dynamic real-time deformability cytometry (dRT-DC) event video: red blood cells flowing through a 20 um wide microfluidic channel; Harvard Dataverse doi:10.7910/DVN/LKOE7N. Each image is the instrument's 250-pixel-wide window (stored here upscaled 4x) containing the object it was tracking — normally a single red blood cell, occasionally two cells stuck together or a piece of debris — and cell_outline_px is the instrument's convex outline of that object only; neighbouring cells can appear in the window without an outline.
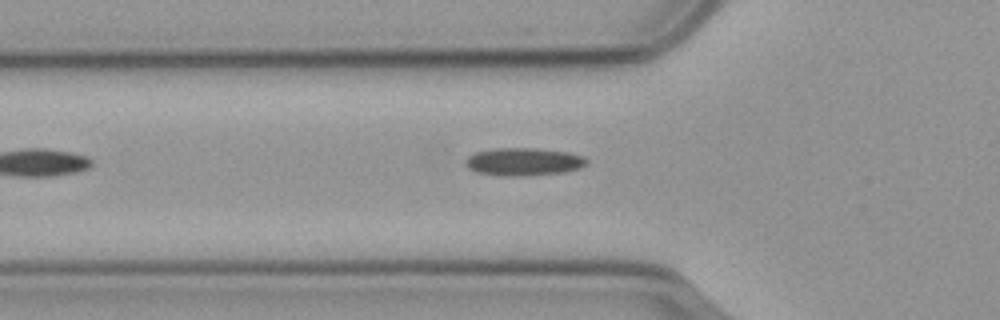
{"species": "common noctule bat (a hibernating species)", "species_latin": "Nyctalus noctula", "temperature_condition": "cold", "stored_images_in_passage": 24, "camera_frame_rate_fps": 3000, "um_per_image_px": 0.085, "animal": {"sex": "male", "body_mass_g": 23.1, "forearm_length_mm": 52.7}, "frame": {"image": 1, "passage_image": 3, "time_ms": 0.667, "image_size_px": [1000, 320], "cell_outline_px": [[588, 160], [580, 168], [564, 172], [524, 176], [508, 176], [476, 172], [468, 168], [464, 164], [464, 160], [468, 156], [476, 152], [492, 148], [536, 148], [568, 152], [584, 156]], "centroid_in_image_um": [44.48, 13.74], "position_along_channel_um": 81.3, "area_um2": 19.71}}
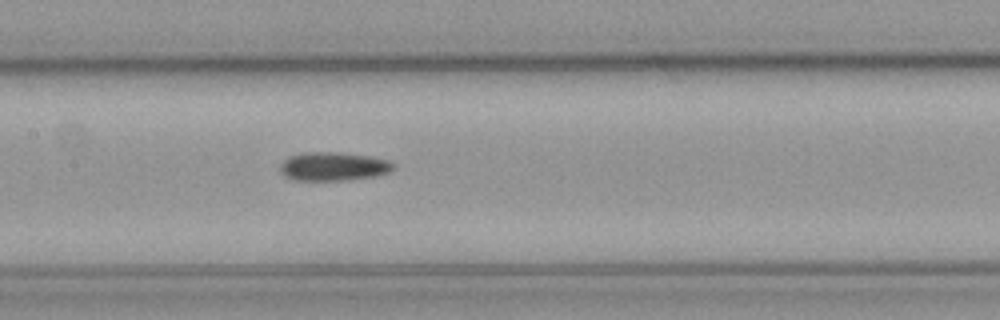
{"frame": {"image": 2, "passage_image": 11, "time_ms": 3.333, "image_size_px": [1000, 320], "cell_outline_px": [[392, 168], [388, 172], [376, 176], [348, 180], [292, 180], [284, 176], [280, 172], [280, 164], [288, 156], [304, 152], [340, 152], [368, 156], [388, 160], [392, 164]], "centroid_in_image_um": [28.27, 14.15], "position_along_channel_um": 179.1, "area_um2": 18.9}}
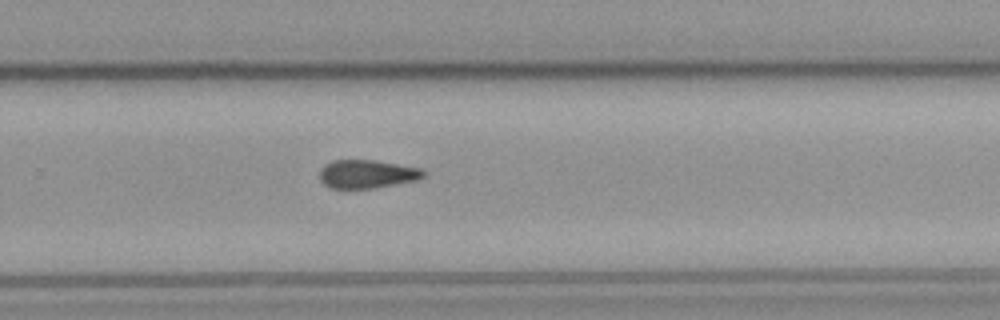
{"frame": {"image": 3, "passage_image": 21, "time_ms": 6.667, "image_size_px": [1000, 320], "cell_outline_px": [[424, 176], [416, 180], [376, 188], [332, 188], [324, 184], [320, 180], [320, 168], [324, 164], [332, 160], [376, 160], [420, 168], [424, 172]], "centroid_in_image_um": [31.16, 14.78], "position_along_channel_um": 298.6, "area_um2": 17.17}}